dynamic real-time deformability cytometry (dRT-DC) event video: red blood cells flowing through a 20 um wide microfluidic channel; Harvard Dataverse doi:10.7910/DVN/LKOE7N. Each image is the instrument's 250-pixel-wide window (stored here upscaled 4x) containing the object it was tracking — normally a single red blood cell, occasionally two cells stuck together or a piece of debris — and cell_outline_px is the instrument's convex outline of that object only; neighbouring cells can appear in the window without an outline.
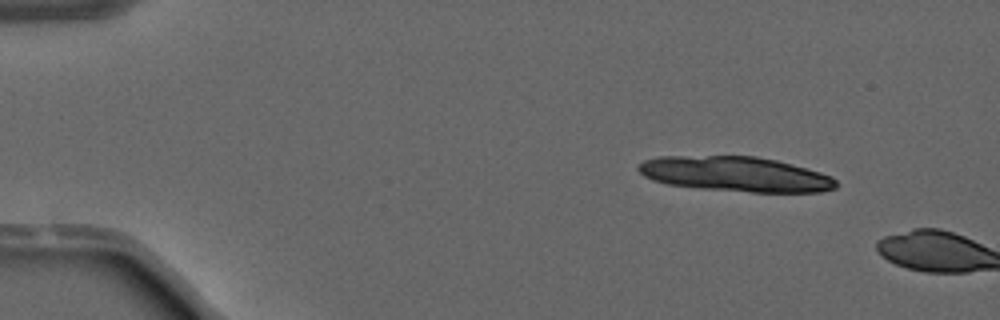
{"species": "common noctule bat (a hibernating species)", "species_latin": "Nyctalus noctula", "temperature_condition": "warm", "stored_images_in_passage": 2, "camera_frame_rate_fps": 3000, "um_per_image_px": 0.085, "animal": {"sex": "male", "forearm_length_mm": 52.5}, "frame": {"image": 1, "passage_image": 1, "time_ms": 0.0, "image_size_px": [1000, 320], "cell_outline_px": [[836, 188], [820, 192], [752, 192], [700, 188], [668, 184], [652, 180], [644, 176], [636, 168], [644, 160], [660, 156], [756, 156], [776, 160], [792, 164], [820, 172], [832, 176], [836, 180]], "centroid_in_image_um": [62.52, 14.8], "position_along_channel_um": 22.5, "area_um2": 40.23}}